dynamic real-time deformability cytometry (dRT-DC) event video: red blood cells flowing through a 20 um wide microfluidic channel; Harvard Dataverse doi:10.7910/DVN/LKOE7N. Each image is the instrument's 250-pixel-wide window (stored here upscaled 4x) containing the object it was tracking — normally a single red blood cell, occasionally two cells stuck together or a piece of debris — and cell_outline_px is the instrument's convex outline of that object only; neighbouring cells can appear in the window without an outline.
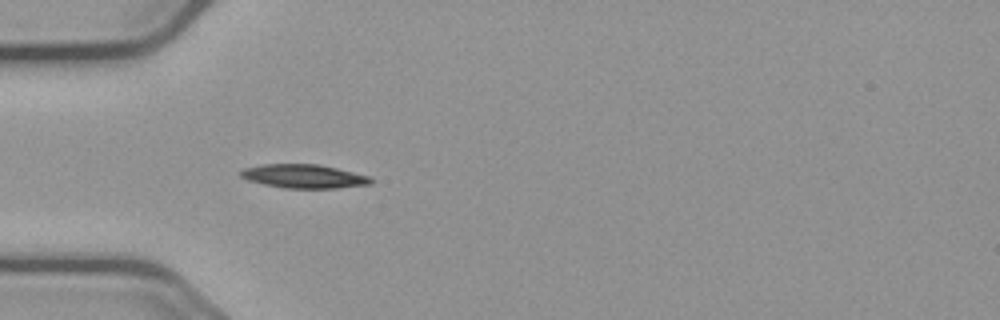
{"species": "common noctule bat (a hibernating species)", "species_latin": "Nyctalus noctula", "temperature_condition": "cold", "stored_images_in_passage": 13, "camera_frame_rate_fps": 3000, "um_per_image_px": 0.085, "animal": {"sex": "male", "body_mass_g": 23.1, "forearm_length_mm": 52.7}, "frame": {"image": 1, "passage_image": 3, "time_ms": 0.667, "image_size_px": [1000, 320], "cell_outline_px": [[372, 184], [336, 188], [284, 188], [264, 184], [248, 180], [240, 176], [240, 172], [244, 168], [264, 164], [320, 164], [372, 176]], "centroid_in_image_um": [25.87, 14.98], "position_along_channel_um": 59.1, "area_um2": 18.09}}
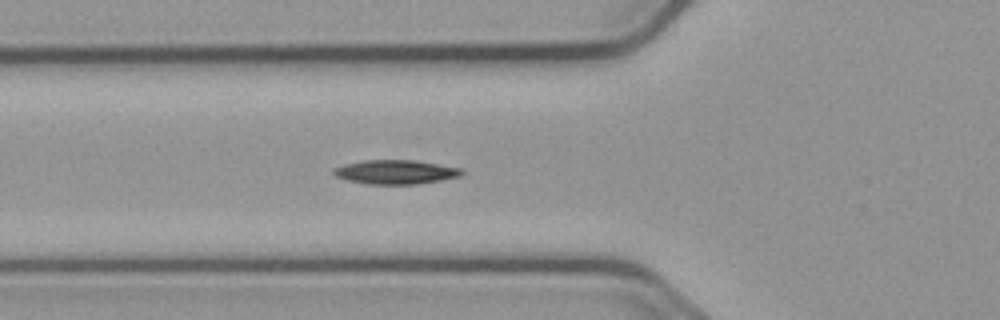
{"frame": {"image": 2, "passage_image": 6, "time_ms": 1.667, "image_size_px": [1000, 320], "cell_outline_px": [[464, 172], [460, 176], [420, 184], [368, 184], [348, 180], [336, 176], [332, 172], [336, 168], [344, 164], [364, 160], [412, 160], [464, 168]], "centroid_in_image_um": [33.66, 14.62], "position_along_channel_um": 92.1, "area_um2": 17.92}}
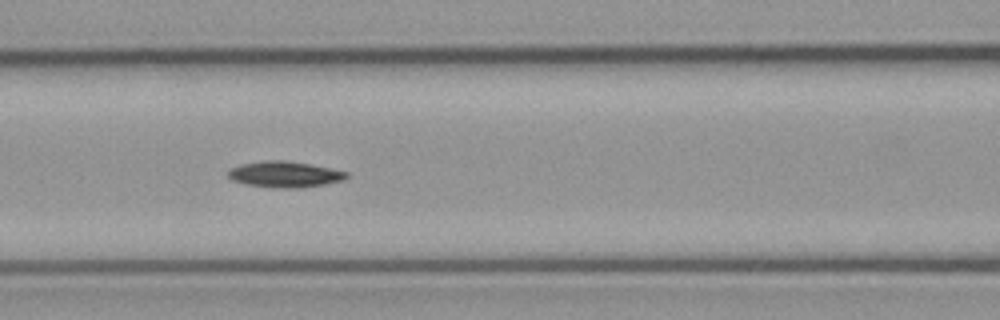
{"frame": {"image": 3, "passage_image": 10, "time_ms": 3.0, "image_size_px": [1000, 320], "cell_outline_px": [[348, 176], [344, 180], [324, 184], [300, 188], [280, 188], [244, 184], [232, 180], [228, 176], [228, 172], [232, 168], [244, 164], [264, 160], [284, 160], [308, 164], [348, 172]], "centroid_in_image_um": [24.2, 14.83], "position_along_channel_um": 142.4, "area_um2": 17.69}}